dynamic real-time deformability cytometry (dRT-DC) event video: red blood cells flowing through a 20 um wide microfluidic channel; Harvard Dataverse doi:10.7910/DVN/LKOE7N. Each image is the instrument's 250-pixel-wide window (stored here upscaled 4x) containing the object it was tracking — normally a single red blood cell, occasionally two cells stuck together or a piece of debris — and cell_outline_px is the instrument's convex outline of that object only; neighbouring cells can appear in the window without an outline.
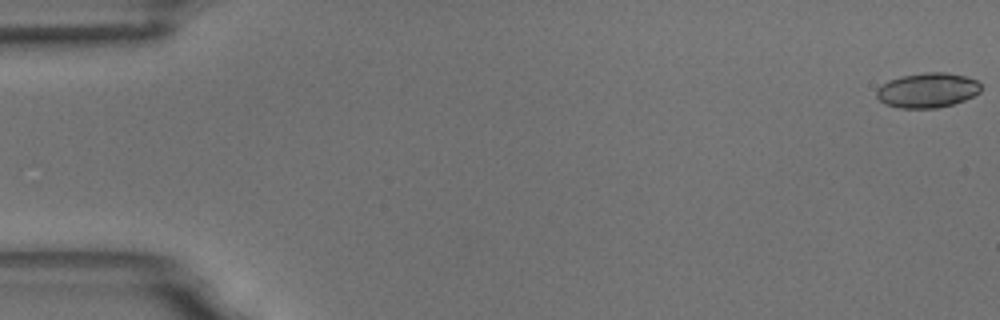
{"species": "common noctule bat (a hibernating species)", "species_latin": "Nyctalus noctula", "temperature_condition": "room temperature", "stored_images_in_passage": 55, "camera_frame_rate_fps": 3000, "um_per_image_px": 0.085, "animal": {"sex": "male", "body_mass_g": 18.8}, "frame": {"image": 1, "passage_image": 1, "time_ms": 0.0, "image_size_px": [1000, 320], "cell_outline_px": [[980, 92], [964, 100], [952, 104], [936, 108], [900, 108], [884, 104], [876, 96], [876, 88], [888, 80], [900, 76], [924, 72], [944, 72], [964, 76], [976, 80], [980, 84]], "centroid_in_image_um": [78.79, 7.67], "position_along_channel_um": 6.2, "area_um2": 21.21}}
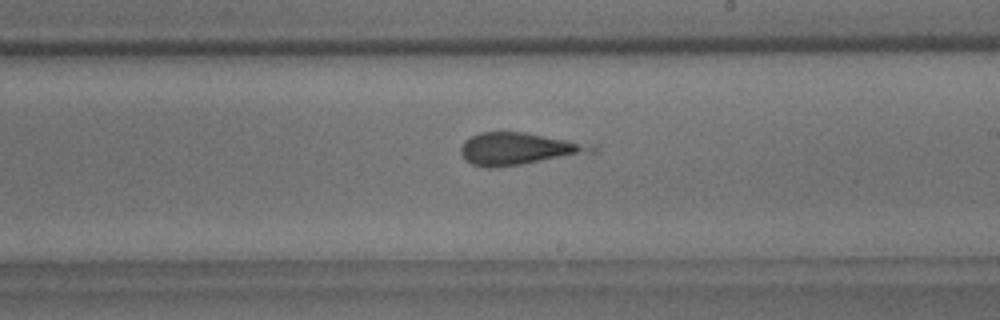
{"frame": {"image": 2, "passage_image": 32, "time_ms": 10.333, "image_size_px": [1000, 320], "cell_outline_px": [[600, 148], [596, 152], [520, 164], [488, 168], [472, 164], [460, 152], [460, 148], [464, 140], [480, 132], [524, 132], [600, 144]], "centroid_in_image_um": [44.2, 12.62], "position_along_channel_um": 244.8, "area_um2": 24.74}}
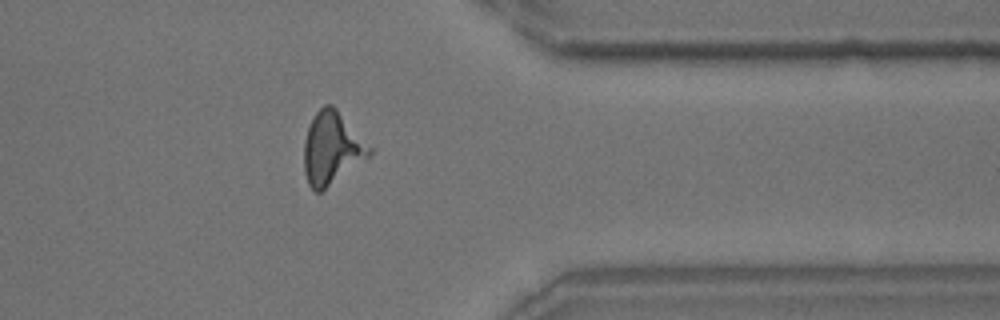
{"frame": {"image": 3, "passage_image": 44, "time_ms": 14.333, "image_size_px": [1000, 320], "cell_outline_px": [[376, 148], [368, 156], [320, 192], [316, 192], [308, 184], [304, 172], [304, 140], [308, 128], [316, 112], [324, 104], [332, 104]], "centroid_in_image_um": [28.23, 12.56], "position_along_channel_um": 383.2, "area_um2": 27.57}}